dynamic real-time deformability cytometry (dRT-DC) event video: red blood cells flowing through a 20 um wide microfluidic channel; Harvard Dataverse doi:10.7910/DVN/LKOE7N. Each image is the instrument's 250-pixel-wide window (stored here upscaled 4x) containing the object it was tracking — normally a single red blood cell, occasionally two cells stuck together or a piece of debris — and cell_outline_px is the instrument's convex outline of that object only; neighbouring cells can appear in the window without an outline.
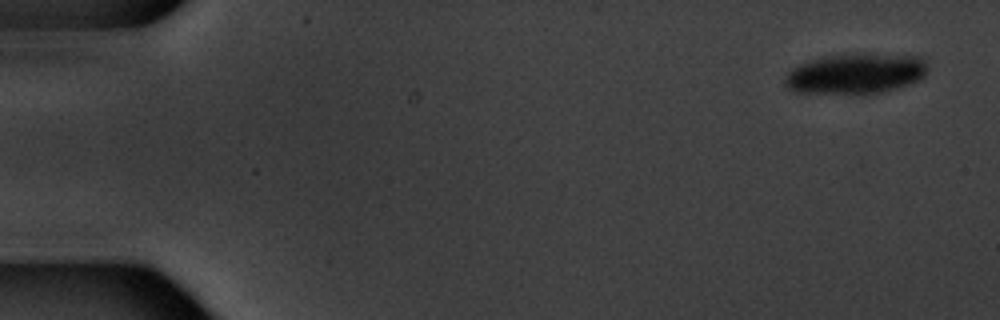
{"species": "common noctule bat (a hibernating species)", "species_latin": "Nyctalus noctula", "temperature_condition": "warm", "stored_images_in_passage": 6, "camera_frame_rate_fps": 3000, "um_per_image_px": 0.085, "animal": {"sex": "male", "body_mass_g": 20.1, "forearm_length_mm": 53.5}, "frame": {"image": 1, "passage_image": 1, "time_ms": 0.0, "image_size_px": [1000, 320], "cell_outline_px": [[928, 68], [924, 76], [920, 80], [884, 92], [796, 92], [788, 88], [784, 84], [784, 80], [788, 72], [792, 68], [800, 64], [824, 56], [924, 56], [928, 64]], "centroid_in_image_um": [72.76, 6.27], "position_along_channel_um": 12.2, "area_um2": 32.25}}